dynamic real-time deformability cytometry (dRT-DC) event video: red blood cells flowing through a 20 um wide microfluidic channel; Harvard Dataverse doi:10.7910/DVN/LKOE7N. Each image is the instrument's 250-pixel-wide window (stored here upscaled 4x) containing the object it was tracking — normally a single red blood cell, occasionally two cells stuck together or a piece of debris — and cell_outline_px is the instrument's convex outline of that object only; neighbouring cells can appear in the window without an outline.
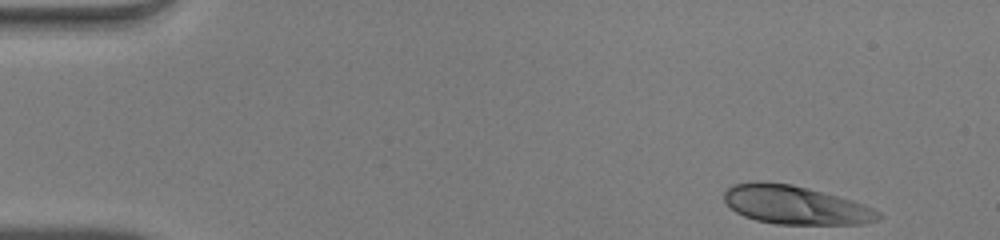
{"species": "human", "species_latin": "Homo sapiens", "temperature_condition": "warm", "stored_images_in_passage": 47, "camera_frame_rate_fps": 3000, "um_per_image_px": 0.085, "donor": {"sex": "male"}, "frame": {"image": 1, "passage_image": 1, "time_ms": 0.0, "image_size_px": [1000, 240], "cell_outline_px": [[884, 216], [880, 220], [864, 224], [776, 224], [756, 220], [744, 216], [736, 212], [724, 200], [724, 192], [732, 184], [792, 184], [808, 188], [852, 200], [864, 204], [880, 212]], "centroid_in_image_um": [67.7, 17.47], "position_along_channel_um": 17.3, "area_um2": 34.04}}
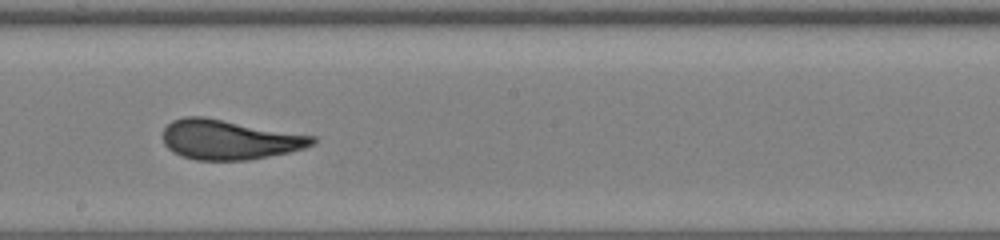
{"frame": {"image": 2, "passage_image": 25, "time_ms": 8.0, "image_size_px": [1000, 240], "cell_outline_px": [[316, 144], [304, 148], [288, 152], [248, 160], [196, 160], [180, 156], [172, 152], [164, 144], [164, 128], [172, 120], [184, 116], [204, 116], [316, 136]], "centroid_in_image_um": [19.49, 11.86], "position_along_channel_um": 228.7, "area_um2": 34.8}}
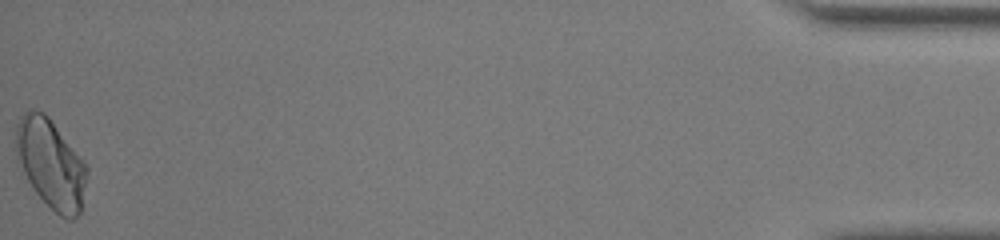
{"frame": {"image": 3, "passage_image": 47, "time_ms": 15.333, "image_size_px": [1000, 240], "cell_outline_px": [[88, 172], [80, 212], [72, 220], [68, 220], [60, 216], [32, 188], [16, 160], [16, 124], [20, 116], [28, 108], [36, 108], [44, 112], [48, 116], [88, 164]], "centroid_in_image_um": [4.32, 13.87], "position_along_channel_um": 430.9, "area_um2": 37.22}, "authors_computed_cell_mechanics": {"area_um2": 34.2754, "velocity_mm_per_s": 4.0717, "shape_relaxation_time_tau1_ms": 3.4194, "shape_relaxation_time_tau2_ms": null, "deformation_change_tau1": 0.176, "deformation_change_tau2": null}}